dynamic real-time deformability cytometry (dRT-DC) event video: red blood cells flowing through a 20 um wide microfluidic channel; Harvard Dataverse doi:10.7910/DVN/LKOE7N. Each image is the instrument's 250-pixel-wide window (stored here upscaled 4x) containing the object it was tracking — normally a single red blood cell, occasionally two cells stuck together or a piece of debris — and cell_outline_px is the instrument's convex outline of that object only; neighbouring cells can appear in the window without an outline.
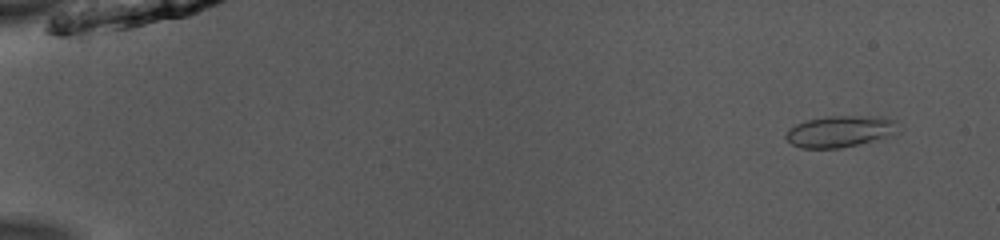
{"species": "common noctule bat (a hibernating species)", "species_latin": "Nyctalus noctula", "temperature_condition": "room temperature", "stored_images_in_passage": 52, "camera_frame_rate_fps": 3000, "um_per_image_px": 0.085, "animal": {"sex": "male", "body_mass_g": 13.0, "forearm_length_mm": 53.1}, "frame": {"image": 1, "passage_image": 4, "time_ms": 1.0, "image_size_px": [1000, 240], "cell_outline_px": [[900, 132], [892, 136], [840, 148], [800, 148], [792, 144], [784, 136], [788, 128], [796, 124], [808, 120], [828, 116], [880, 116], [896, 120]], "centroid_in_image_um": [71.45, 11.16], "position_along_channel_um": 13.6, "area_um2": 20.81}}
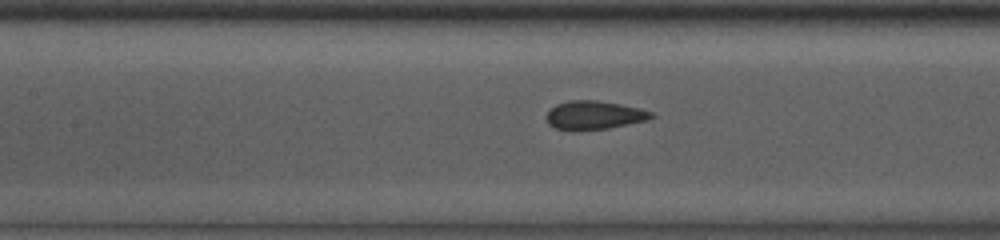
{"frame": {"image": 2, "passage_image": 25, "time_ms": 8.0, "image_size_px": [1000, 240], "cell_outline_px": [[656, 116], [648, 120], [608, 128], [572, 132], [556, 128], [548, 124], [548, 112], [556, 104], [568, 100], [596, 100], [620, 104], [640, 108], [652, 112]], "centroid_in_image_um": [50.51, 9.8], "position_along_channel_um": 156.9, "area_um2": 17.63}}
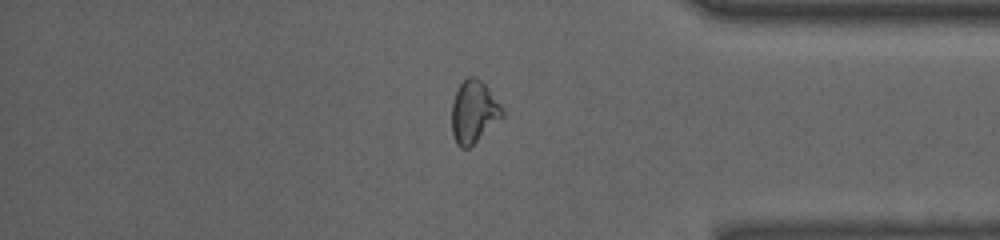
{"frame": {"image": 3, "passage_image": 44, "time_ms": 14.333, "image_size_px": [1000, 240], "cell_outline_px": [[504, 116], [468, 148], [460, 148], [456, 144], [452, 132], [452, 104], [456, 92], [460, 84], [468, 76], [476, 76], [484, 84], [500, 104], [504, 112]], "centroid_in_image_um": [40.26, 9.51], "position_along_channel_um": 394.9, "area_um2": 18.09}, "authors_computed_cell_mechanics": {"area_um2": 18.0336, "velocity_mm_per_s": 3.9732, "shape_relaxation_time_tau1_ms": 2.7867, "shape_relaxation_time_tau2_ms": 0.6516, "deformation_change_tau1": 0.0755, "deformation_change_tau2": 0.0514}}